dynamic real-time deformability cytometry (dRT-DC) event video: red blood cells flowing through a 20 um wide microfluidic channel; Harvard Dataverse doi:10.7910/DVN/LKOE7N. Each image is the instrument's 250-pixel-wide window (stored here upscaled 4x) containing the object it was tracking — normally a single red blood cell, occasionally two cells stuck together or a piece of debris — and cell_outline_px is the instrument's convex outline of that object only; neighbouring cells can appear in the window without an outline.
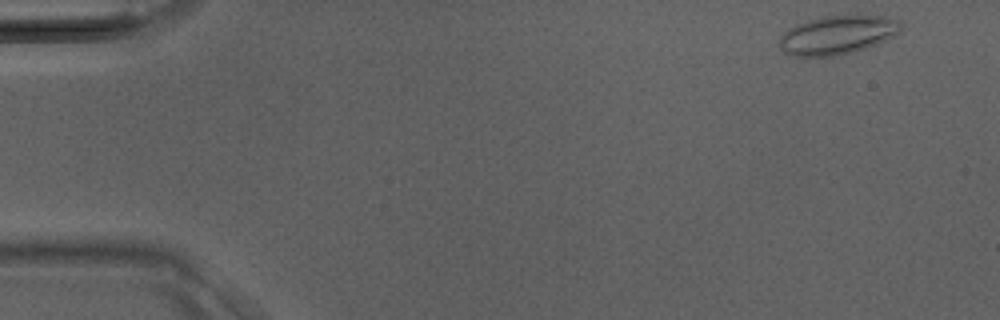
{"species": "Egyptian fruit bat (a non-hibernating species)", "species_latin": "Rousettus aegyptiacus", "temperature_condition": "room temperature", "stored_images_in_passage": 4, "camera_frame_rate_fps": 3000, "um_per_image_px": 0.085, "animal": {"sex": "male"}, "frame": {"image": 1, "passage_image": 1, "time_ms": 0.0, "image_size_px": [1000, 320], "cell_outline_px": [[904, 24], [900, 32], [876, 44], [840, 56], [792, 56], [784, 52], [780, 48], [780, 36], [788, 28], [796, 24], [808, 20], [824, 16], [880, 16], [900, 20]], "centroid_in_image_um": [71.17, 2.98], "position_along_channel_um": 13.8, "area_um2": 27.34}}